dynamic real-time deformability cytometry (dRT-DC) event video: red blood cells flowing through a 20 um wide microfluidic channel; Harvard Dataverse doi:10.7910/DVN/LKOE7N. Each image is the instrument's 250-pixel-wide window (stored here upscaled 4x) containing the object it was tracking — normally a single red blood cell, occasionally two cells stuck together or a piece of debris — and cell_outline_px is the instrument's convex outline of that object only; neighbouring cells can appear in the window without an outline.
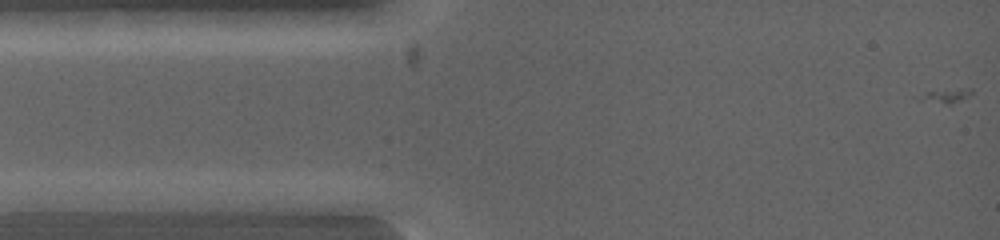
{"species": "common noctule bat (a hibernating species)", "species_latin": "Nyctalus noctula", "temperature_condition": "warm", "stored_images_in_passage": 4, "camera_frame_rate_fps": 5000, "um_per_image_px": 0.085, "animal": {"sex": "female", "body_mass_g": 19.0, "forearm_length_mm": 53.3}, "frame": {"image": 1, "passage_image": 1, "time_ms": 0.0, "image_size_px": [1000, 240], "cell_outline_px": [[128, 200], [84, 212], [20, 212], [12, 200], [60, 192], [100, 192]], "centroid_in_image_um": [5.64, 17.19], "position_along_channel_um": 79.4, "area_um2": 12.31}}